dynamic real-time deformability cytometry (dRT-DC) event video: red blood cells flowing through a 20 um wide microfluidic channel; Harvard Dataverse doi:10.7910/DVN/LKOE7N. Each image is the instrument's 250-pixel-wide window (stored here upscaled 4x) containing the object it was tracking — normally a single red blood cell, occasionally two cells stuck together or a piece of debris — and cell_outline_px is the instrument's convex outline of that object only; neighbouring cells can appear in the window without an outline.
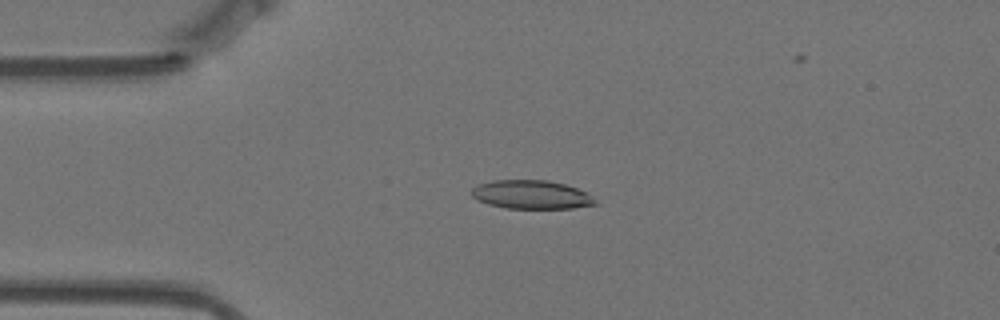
{"species": "Egyptian fruit bat (a non-hibernating species)", "species_latin": "Rousettus aegyptiacus", "temperature_condition": "warm", "stored_images_in_passage": 51, "camera_frame_rate_fps": 3000, "um_per_image_px": 0.085, "animal": {"sex": "female"}, "frame": {"image": 1, "passage_image": 13, "time_ms": 4.0, "image_size_px": [1000, 320], "cell_outline_px": [[600, 204], [572, 208], [504, 208], [488, 204], [476, 200], [472, 196], [472, 188], [480, 184], [492, 180], [548, 180], [564, 184], [588, 192]], "centroid_in_image_um": [45.19, 16.54], "position_along_channel_um": 39.8, "area_um2": 20.75}}
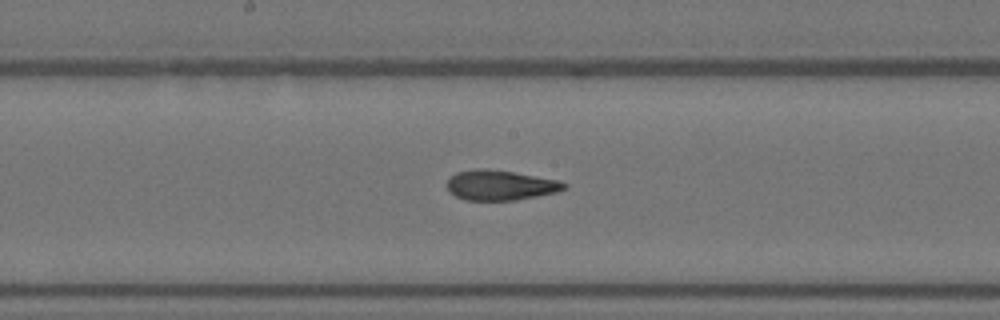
{"frame": {"image": 2, "passage_image": 29, "time_ms": 9.333, "image_size_px": [1000, 320], "cell_outline_px": [[568, 188], [556, 192], [516, 200], [464, 200], [448, 192], [444, 184], [448, 176], [456, 172], [476, 168], [488, 168], [560, 180], [568, 184]], "centroid_in_image_um": [42.46, 15.73], "position_along_channel_um": 205.7, "area_um2": 20.92}}
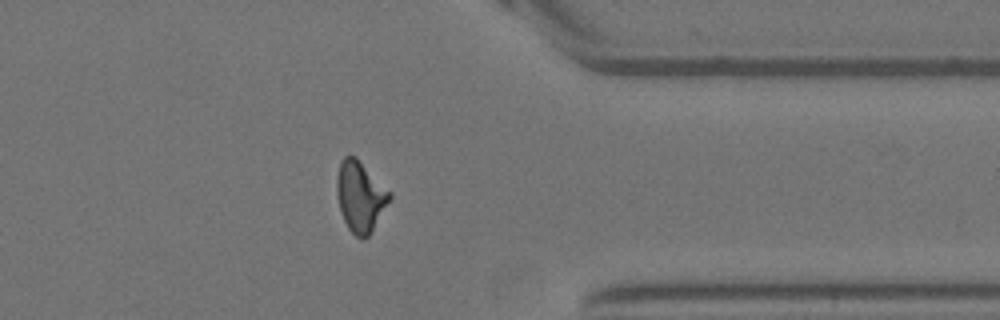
{"frame": {"image": 3, "passage_image": 45, "time_ms": 14.667, "image_size_px": [1000, 320], "cell_outline_px": [[392, 196], [368, 236], [364, 240], [360, 240], [348, 228], [344, 220], [340, 208], [336, 192], [336, 176], [340, 160], [344, 156], [356, 156], [392, 192]], "centroid_in_image_um": [30.61, 16.66], "position_along_channel_um": 380.8, "area_um2": 21.79}}